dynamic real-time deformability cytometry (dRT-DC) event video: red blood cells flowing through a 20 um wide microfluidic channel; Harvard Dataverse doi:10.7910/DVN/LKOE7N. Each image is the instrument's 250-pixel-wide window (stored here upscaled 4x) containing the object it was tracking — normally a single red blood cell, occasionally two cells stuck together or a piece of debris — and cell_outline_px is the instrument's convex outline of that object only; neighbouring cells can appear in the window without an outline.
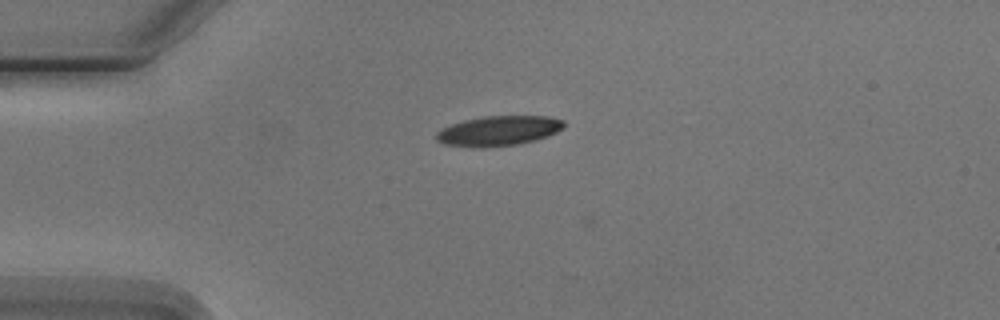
{"species": "Egyptian fruit bat (a non-hibernating species)", "species_latin": "Rousettus aegyptiacus", "temperature_condition": "cold", "stored_images_in_passage": 4, "camera_frame_rate_fps": 3000, "um_per_image_px": 0.085, "animal": {"sex": "male"}, "frame": {"image": 1, "passage_image": 3, "time_ms": 2.333, "image_size_px": [1000, 320], "cell_outline_px": [[564, 128], [548, 136], [520, 144], [480, 148], [444, 144], [436, 140], [436, 132], [440, 128], [464, 120], [484, 116], [548, 116], [564, 120]], "centroid_in_image_um": [42.37, 11.12], "position_along_channel_um": 42.6, "area_um2": 22.37}}